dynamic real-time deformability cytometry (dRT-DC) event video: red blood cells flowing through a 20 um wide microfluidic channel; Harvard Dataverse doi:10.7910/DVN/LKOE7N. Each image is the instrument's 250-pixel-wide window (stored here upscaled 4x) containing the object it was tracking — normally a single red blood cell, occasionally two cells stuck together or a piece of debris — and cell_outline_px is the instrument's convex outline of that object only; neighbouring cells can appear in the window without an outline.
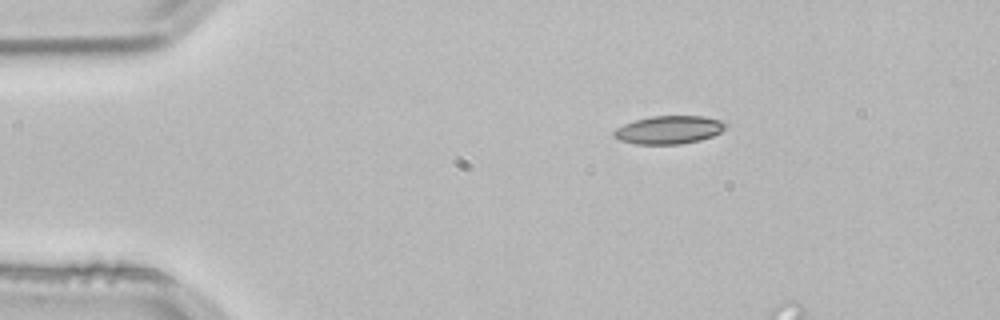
{"species": "common noctule bat (a hibernating species)", "species_latin": "Nyctalus noctula", "temperature_condition": "room temperature", "stored_images_in_passage": 5, "camera_frame_rate_fps": 3000, "um_per_image_px": 0.085, "animal": {"sex": "male", "body_mass_g": 21.5, "forearm_length_mm": 52.0}, "frame": {"image": 1, "passage_image": 1, "time_ms": 0.0, "image_size_px": [1000, 320], "cell_outline_px": [[728, 124], [720, 132], [712, 136], [700, 140], [680, 144], [636, 144], [620, 140], [612, 132], [616, 128], [624, 124], [636, 120], [652, 116], [704, 116], [720, 120]], "centroid_in_image_um": [56.87, 11.03], "position_along_channel_um": 28.1, "area_um2": 18.15}}